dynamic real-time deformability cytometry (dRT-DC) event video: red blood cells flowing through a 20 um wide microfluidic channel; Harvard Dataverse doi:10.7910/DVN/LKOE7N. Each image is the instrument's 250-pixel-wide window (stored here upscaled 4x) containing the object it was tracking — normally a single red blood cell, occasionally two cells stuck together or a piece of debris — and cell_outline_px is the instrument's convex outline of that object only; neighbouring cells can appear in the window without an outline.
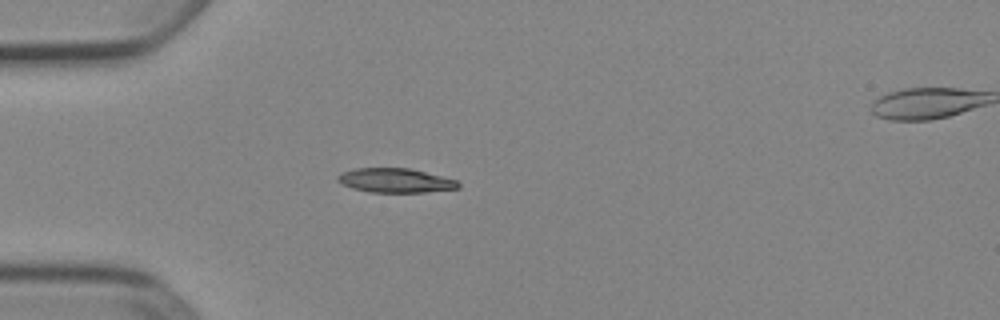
{"species": "Egyptian fruit bat (a non-hibernating species)", "species_latin": "Rousettus aegyptiacus", "temperature_condition": "cold", "stored_images_in_passage": 38, "camera_frame_rate_fps": 3000, "um_per_image_px": 0.085, "animal": {"sex": "female"}, "frame": {"image": 1, "passage_image": 1, "time_ms": 0.0, "image_size_px": [1000, 320], "cell_outline_px": [[460, 188], [424, 192], [368, 192], [352, 188], [336, 180], [336, 176], [340, 172], [356, 168], [408, 168], [456, 180], [460, 184]], "centroid_in_image_um": [33.56, 15.34], "position_along_channel_um": 51.4, "area_um2": 16.94}}
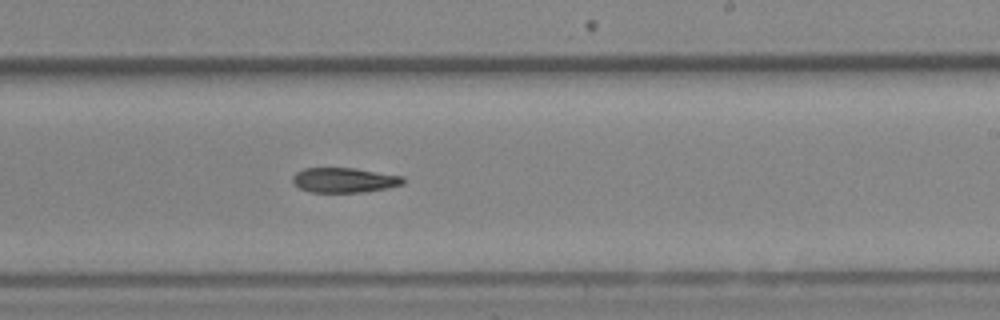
{"frame": {"image": 2, "passage_image": 18, "time_ms": 5.667, "image_size_px": [1000, 320], "cell_outline_px": [[404, 184], [388, 188], [364, 192], [312, 192], [300, 188], [292, 180], [292, 176], [296, 172], [304, 168], [352, 168], [404, 176]], "centroid_in_image_um": [29.28, 15.31], "position_along_channel_um": 259.7, "area_um2": 15.95}}
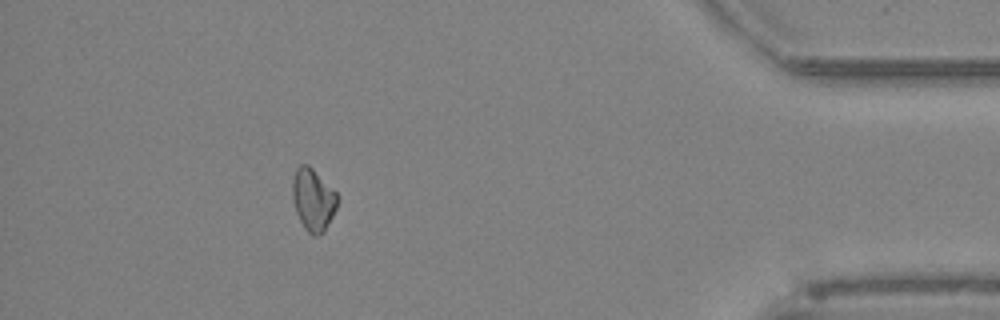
{"frame": {"image": 3, "passage_image": 33, "time_ms": 10.667, "image_size_px": [1000, 320], "cell_outline_px": [[340, 200], [324, 232], [316, 236], [312, 236], [304, 228], [296, 212], [292, 200], [292, 180], [296, 168], [300, 164], [308, 164], [336, 192]], "centroid_in_image_um": [26.61, 16.97], "position_along_channel_um": 408.6, "area_um2": 16.42}}